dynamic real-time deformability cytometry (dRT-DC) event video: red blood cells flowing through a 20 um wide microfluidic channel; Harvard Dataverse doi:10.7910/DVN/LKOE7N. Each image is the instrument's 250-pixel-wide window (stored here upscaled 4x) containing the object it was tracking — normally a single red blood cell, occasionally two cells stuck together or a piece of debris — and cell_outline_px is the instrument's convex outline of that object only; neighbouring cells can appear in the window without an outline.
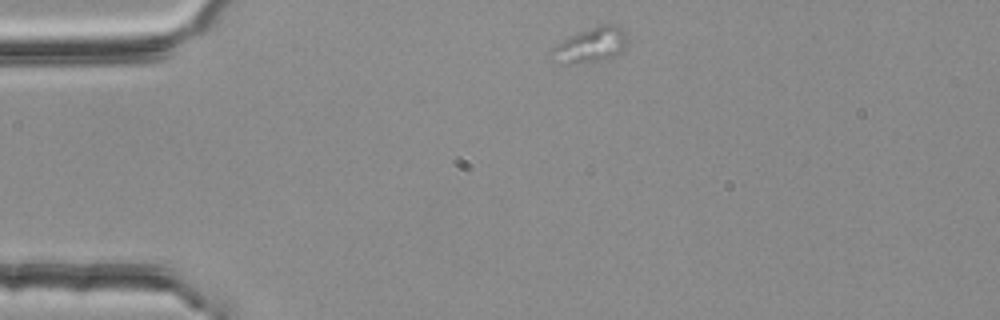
{"species": "common noctule bat (a hibernating species)", "species_latin": "Nyctalus noctula", "temperature_condition": "room temperature", "stored_images_in_passage": 2, "camera_frame_rate_fps": 3000, "um_per_image_px": 0.085, "animal": {"sex": "female", "body_mass_g": 25.1}, "frame": {"image": 1, "passage_image": 1, "time_ms": 0.0, "image_size_px": [1000, 320], "cell_outline_px": [[628, 40], [624, 48], [620, 52], [608, 60], [572, 64], [556, 64], [552, 48], [564, 40], [580, 32], [600, 24], [608, 24], [620, 28], [624, 32]], "centroid_in_image_um": [50.24, 3.87], "position_along_channel_um": 34.8, "area_um2": 15.14}}